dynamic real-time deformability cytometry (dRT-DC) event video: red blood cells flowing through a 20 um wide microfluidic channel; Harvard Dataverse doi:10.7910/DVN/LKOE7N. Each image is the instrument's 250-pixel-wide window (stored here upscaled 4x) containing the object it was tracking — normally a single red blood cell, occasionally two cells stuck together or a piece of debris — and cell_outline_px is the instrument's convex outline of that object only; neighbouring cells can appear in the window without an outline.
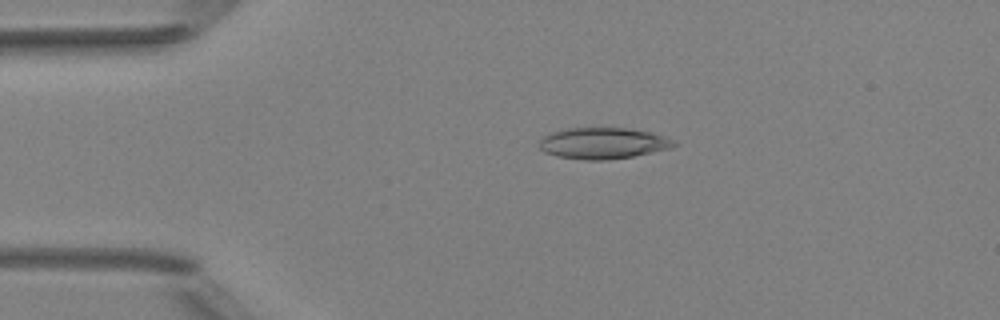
{"species": "Egyptian fruit bat (a non-hibernating species)", "species_latin": "Rousettus aegyptiacus", "temperature_condition": "room temperature", "stored_images_in_passage": 3, "camera_frame_rate_fps": 3000, "um_per_image_px": 0.085, "animal": {"sex": "female"}, "frame": {"image": 1, "passage_image": 2, "time_ms": 1.333, "image_size_px": [1000, 320], "cell_outline_px": [[676, 144], [668, 148], [652, 152], [632, 156], [604, 160], [584, 160], [556, 156], [544, 152], [540, 148], [540, 140], [544, 136], [552, 132], [564, 128], [628, 128], [652, 132], [676, 140]], "centroid_in_image_um": [51.24, 12.17], "position_along_channel_um": 33.8, "area_um2": 24.45}}